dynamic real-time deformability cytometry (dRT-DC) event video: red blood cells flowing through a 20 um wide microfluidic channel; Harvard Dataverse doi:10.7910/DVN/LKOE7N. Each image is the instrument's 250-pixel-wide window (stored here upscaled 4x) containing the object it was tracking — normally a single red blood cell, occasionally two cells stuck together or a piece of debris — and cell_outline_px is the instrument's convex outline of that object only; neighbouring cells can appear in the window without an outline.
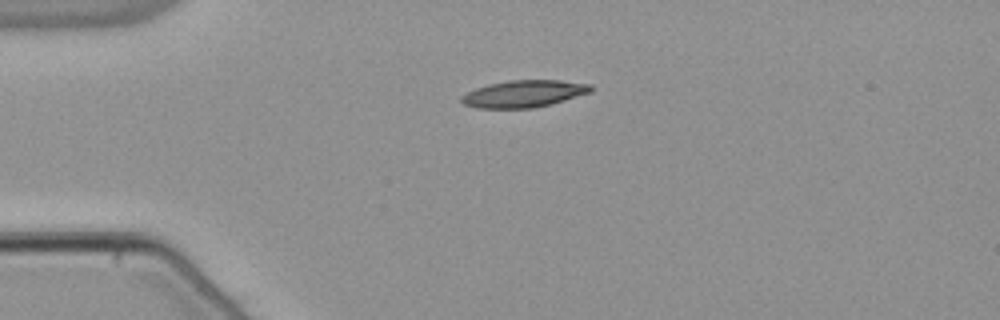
{"species": "common noctule bat (a hibernating species)", "species_latin": "Nyctalus noctula", "temperature_condition": "warm", "stored_images_in_passage": 42, "camera_frame_rate_fps": 3000, "um_per_image_px": 0.085, "animal": {"sex": "male", "body_mass_g": 21.5, "forearm_length_mm": 52.0}, "frame": {"image": 1, "passage_image": 1, "time_ms": 0.0, "image_size_px": [1000, 320], "cell_outline_px": [[592, 92], [552, 104], [532, 108], [476, 108], [464, 104], [460, 100], [460, 96], [476, 88], [488, 84], [508, 80], [560, 80], [592, 84]], "centroid_in_image_um": [44.54, 7.96], "position_along_channel_um": 40.5, "area_um2": 20.52}}
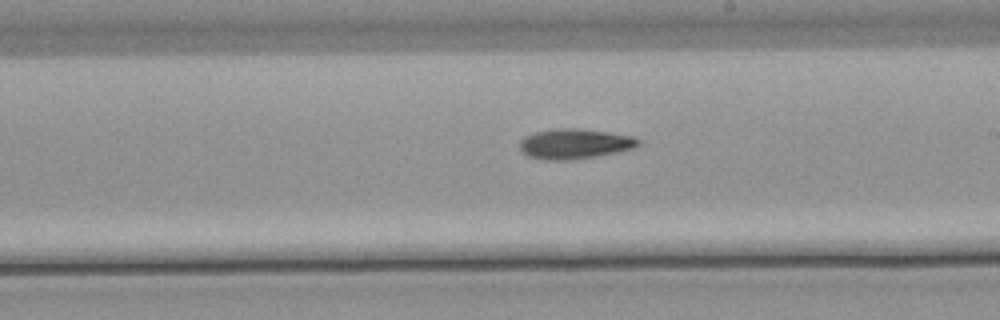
{"frame": {"image": 2, "passage_image": 19, "time_ms": 6.0, "image_size_px": [1000, 320], "cell_outline_px": [[640, 144], [632, 148], [616, 152], [568, 160], [544, 160], [528, 156], [520, 152], [520, 140], [524, 136], [536, 132], [556, 128], [580, 128], [636, 136], [640, 140]], "centroid_in_image_um": [48.82, 12.21], "position_along_channel_um": 240.2, "area_um2": 20.81}}
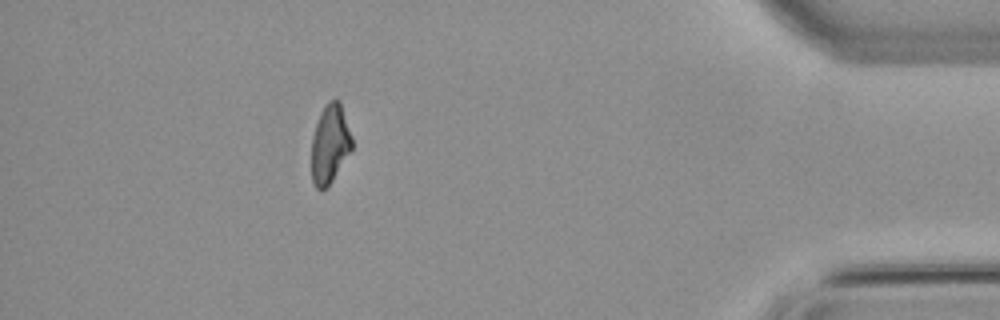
{"frame": {"image": 3, "passage_image": 36, "time_ms": 11.667, "image_size_px": [1000, 320], "cell_outline_px": [[352, 148], [332, 180], [320, 192], [316, 188], [312, 180], [312, 136], [320, 112], [324, 104], [328, 100], [340, 100], [352, 136]], "centroid_in_image_um": [28.04, 12.2], "position_along_channel_um": 407.2, "area_um2": 18.5}, "authors_computed_cell_mechanics": {"area_um2": 20.0277, "velocity_mm_per_s": 3.8361, "shape_relaxation_time_tau1_ms": 6.5381, "shape_relaxation_time_tau2_ms": null, "deformation_change_tau1": 0.183, "deformation_change_tau2": null}}